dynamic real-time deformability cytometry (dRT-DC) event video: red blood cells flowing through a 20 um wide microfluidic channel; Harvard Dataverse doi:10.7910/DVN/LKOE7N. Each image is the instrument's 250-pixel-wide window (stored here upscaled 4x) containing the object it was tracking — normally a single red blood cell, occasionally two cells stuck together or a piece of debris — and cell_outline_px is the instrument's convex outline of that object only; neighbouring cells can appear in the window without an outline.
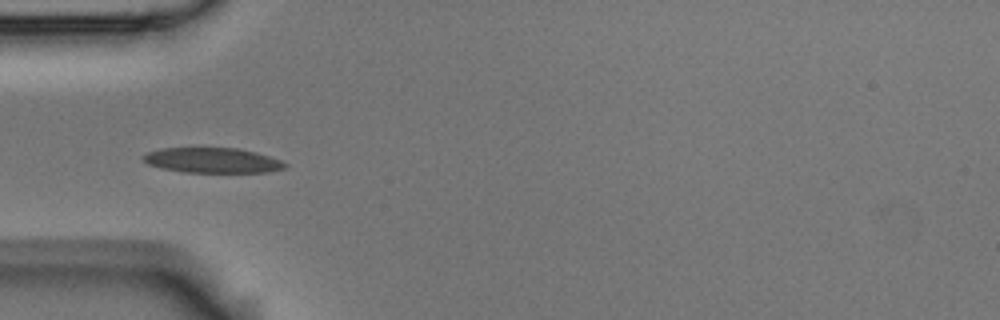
{"species": "Egyptian fruit bat (a non-hibernating species)", "species_latin": "Rousettus aegyptiacus", "temperature_condition": "room temperature", "stored_images_in_passage": 6, "camera_frame_rate_fps": 3000, "um_per_image_px": 0.085, "animal": {"sex": "male"}, "frame": {"image": 1, "passage_image": 5, "time_ms": 1.333, "image_size_px": [1000, 320], "cell_outline_px": [[288, 164], [284, 168], [268, 172], [184, 172], [160, 168], [148, 164], [140, 156], [148, 152], [160, 148], [236, 148], [256, 152], [280, 160]], "centroid_in_image_um": [18.02, 13.63], "position_along_channel_um": 67.0, "area_um2": 20.69}}
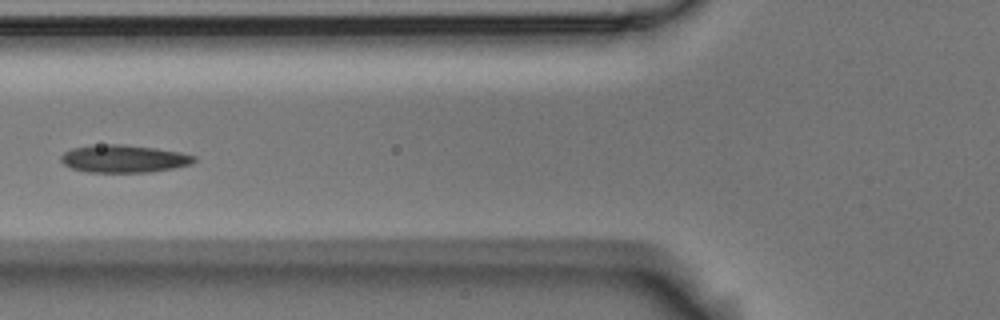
{"frame": {"image": 2, "passage_image": 6, "time_ms": 1.667, "image_size_px": [1000, 320], "cell_outline_px": [[196, 160], [192, 164], [152, 172], [88, 172], [72, 168], [64, 164], [60, 160], [60, 156], [64, 152], [72, 148], [108, 144], [124, 144], [156, 148], [180, 152], [196, 156]], "centroid_in_image_um": [10.55, 13.49], "position_along_channel_um": 115.3, "area_um2": 21.39}}